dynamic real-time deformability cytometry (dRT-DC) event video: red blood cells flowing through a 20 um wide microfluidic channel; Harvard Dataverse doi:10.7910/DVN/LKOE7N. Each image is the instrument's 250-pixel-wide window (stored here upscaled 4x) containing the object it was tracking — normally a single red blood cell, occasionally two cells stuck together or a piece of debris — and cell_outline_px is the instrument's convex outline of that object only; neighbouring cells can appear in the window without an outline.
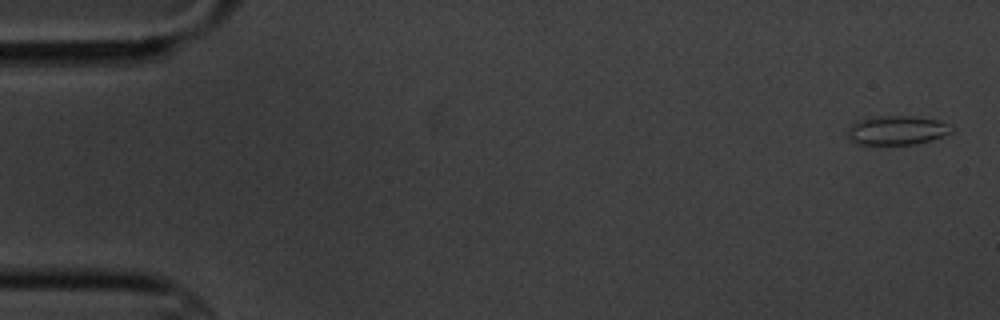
{"species": "common noctule bat (a hibernating species)", "species_latin": "Nyctalus noctula", "temperature_condition": "cold", "stored_images_in_passage": 5, "camera_frame_rate_fps": 3000, "um_per_image_px": 0.085, "animal": {"sex": "male", "body_mass_g": 20.1, "forearm_length_mm": 53.5}, "frame": {"image": 1, "passage_image": 1, "time_ms": 0.0, "image_size_px": [1000, 320], "cell_outline_px": [[952, 132], [944, 136], [932, 140], [916, 144], [856, 144], [844, 132], [856, 120], [880, 116], [912, 116], [940, 120], [952, 124]], "centroid_in_image_um": [76.26, 11.07], "position_along_channel_um": 8.7, "area_um2": 17.86}}